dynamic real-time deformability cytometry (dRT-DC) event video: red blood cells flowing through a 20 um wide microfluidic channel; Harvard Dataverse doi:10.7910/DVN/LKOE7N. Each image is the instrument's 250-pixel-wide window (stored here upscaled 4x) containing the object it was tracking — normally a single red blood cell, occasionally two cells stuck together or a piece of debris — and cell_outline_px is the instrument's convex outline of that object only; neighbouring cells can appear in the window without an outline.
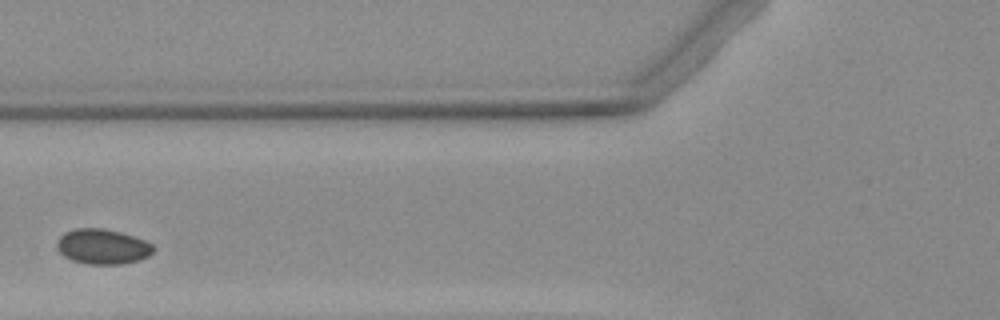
{"species": "Egyptian fruit bat (a non-hibernating species)", "species_latin": "Rousettus aegyptiacus", "temperature_condition": "warm", "stored_images_in_passage": 3, "camera_frame_rate_fps": 3000, "um_per_image_px": 0.085, "animal": {"sex": "female"}, "frame": {"image": 1, "passage_image": 2, "time_ms": 1.333, "image_size_px": [1000, 320], "cell_outline_px": [[156, 248], [148, 256], [140, 260], [120, 264], [84, 264], [72, 260], [64, 256], [56, 248], [56, 240], [64, 232], [76, 228], [104, 228], [120, 232], [144, 240], [152, 244]], "centroid_in_image_um": [8.69, 20.96], "position_along_channel_um": 117.1, "area_um2": 19.88}}
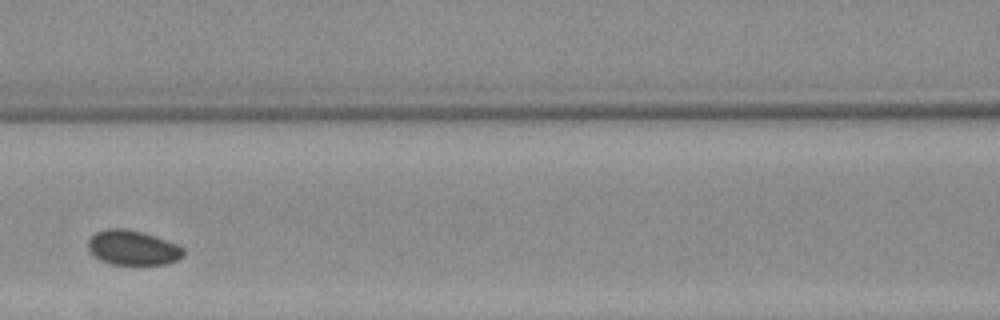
{"frame": {"image": 2, "passage_image": 3, "time_ms": 2.333, "image_size_px": [1000, 320], "cell_outline_px": [[184, 256], [176, 260], [164, 264], [112, 264], [100, 260], [88, 248], [88, 240], [96, 232], [108, 228], [124, 228], [140, 232], [176, 244], [184, 248]], "centroid_in_image_um": [11.27, 21.06], "position_along_channel_um": 155.3, "area_um2": 18.9}}